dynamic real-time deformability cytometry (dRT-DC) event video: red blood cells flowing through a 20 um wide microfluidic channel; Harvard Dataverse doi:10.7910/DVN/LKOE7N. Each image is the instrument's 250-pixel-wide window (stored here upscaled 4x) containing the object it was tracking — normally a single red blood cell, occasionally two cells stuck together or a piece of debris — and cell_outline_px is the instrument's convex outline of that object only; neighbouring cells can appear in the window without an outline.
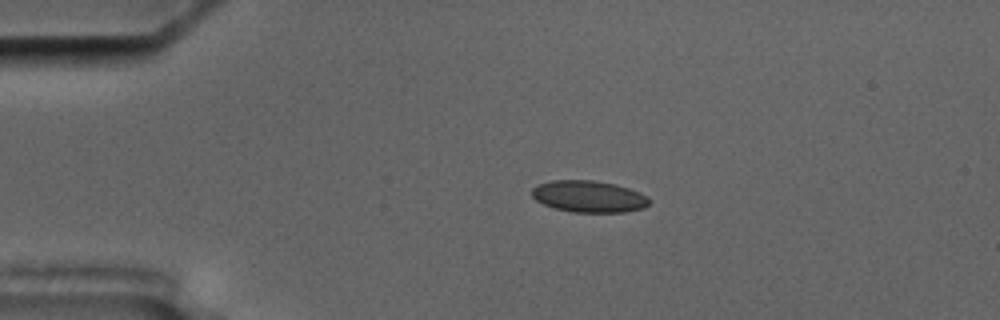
{"species": "common noctule bat (a hibernating species)", "species_latin": "Nyctalus noctula", "temperature_condition": "cold", "stored_images_in_passage": 4, "segment_of_instrument_passage": [1, 2], "camera_frame_rate_fps": 3000, "um_per_image_px": 0.085, "animal": {"sex": "male", "body_mass_g": 17.5, "forearm_length_mm": 52.3}, "frame": {"image": 1, "passage_image": 3, "time_ms": 2.333, "image_size_px": [1000, 320], "cell_outline_px": [[652, 200], [644, 208], [624, 212], [572, 212], [556, 208], [544, 204], [536, 200], [532, 196], [532, 188], [540, 184], [552, 180], [592, 180], [616, 184], [640, 192], [648, 196]], "centroid_in_image_um": [50.09, 16.7], "position_along_channel_um": 34.9, "area_um2": 21.68}}